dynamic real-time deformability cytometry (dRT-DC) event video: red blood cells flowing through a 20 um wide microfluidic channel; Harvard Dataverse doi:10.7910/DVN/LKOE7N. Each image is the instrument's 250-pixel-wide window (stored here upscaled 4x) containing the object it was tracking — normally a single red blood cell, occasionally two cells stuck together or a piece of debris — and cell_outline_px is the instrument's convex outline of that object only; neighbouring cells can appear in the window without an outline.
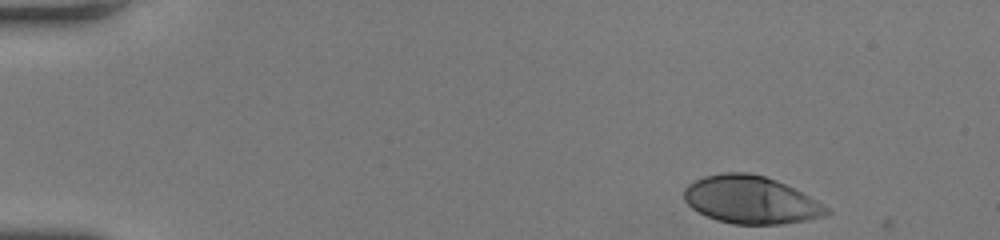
{"species": "human", "species_latin": "Homo sapiens", "temperature_condition": "room temperature", "stored_images_in_passage": 39, "camera_frame_rate_fps": 3000, "um_per_image_px": 0.085, "donor": {"sex": "female"}, "frame": {"image": 1, "passage_image": 1, "time_ms": 0.0, "image_size_px": [1000, 240], "cell_outline_px": [[832, 212], [828, 216], [780, 224], [732, 224], [716, 220], [692, 208], [684, 200], [684, 188], [688, 184], [704, 176], [720, 172], [748, 172], [764, 176], [776, 180], [816, 200], [828, 208]], "centroid_in_image_um": [63.8, 16.99], "position_along_channel_um": 21.2, "area_um2": 39.42}}
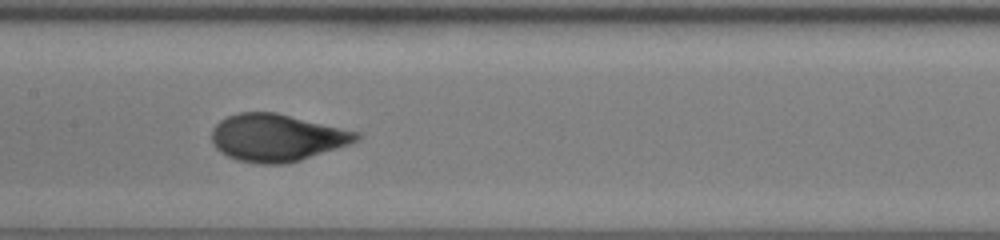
{"frame": {"image": 2, "passage_image": 21, "time_ms": 6.667, "image_size_px": [1000, 240], "cell_outline_px": [[364, 136], [360, 140], [288, 164], [260, 164], [236, 160], [220, 152], [212, 144], [212, 128], [220, 120], [228, 116], [240, 112], [276, 112], [360, 132]], "centroid_in_image_um": [23.53, 11.7], "position_along_channel_um": 183.9, "area_um2": 40.0}}
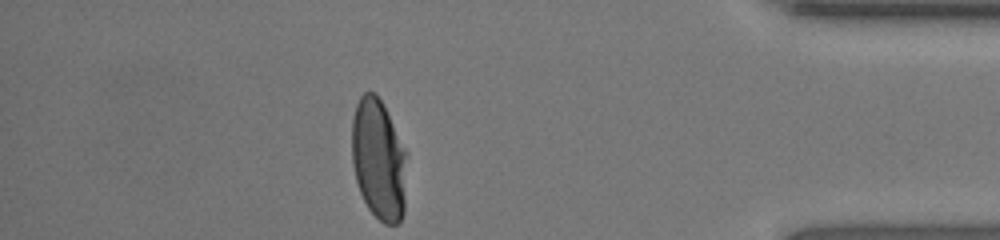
{"frame": {"image": 3, "passage_image": 39, "time_ms": 12.667, "image_size_px": [1000, 240], "cell_outline_px": [[408, 152], [404, 212], [400, 220], [396, 224], [384, 224], [368, 208], [360, 192], [356, 180], [352, 164], [352, 120], [356, 104], [360, 96], [364, 92], [376, 92]], "centroid_in_image_um": [32.2, 13.56], "position_along_channel_um": 403.0, "area_um2": 39.19}, "authors_computed_cell_mechanics": {"area_um2": 39.3618, "velocity_mm_per_s": 4.2361, "shape_relaxation_time_tau1_ms": 3.4107, "shape_relaxation_time_tau2_ms": null, "deformation_change_tau1": 0.2129, "deformation_change_tau2": null}}